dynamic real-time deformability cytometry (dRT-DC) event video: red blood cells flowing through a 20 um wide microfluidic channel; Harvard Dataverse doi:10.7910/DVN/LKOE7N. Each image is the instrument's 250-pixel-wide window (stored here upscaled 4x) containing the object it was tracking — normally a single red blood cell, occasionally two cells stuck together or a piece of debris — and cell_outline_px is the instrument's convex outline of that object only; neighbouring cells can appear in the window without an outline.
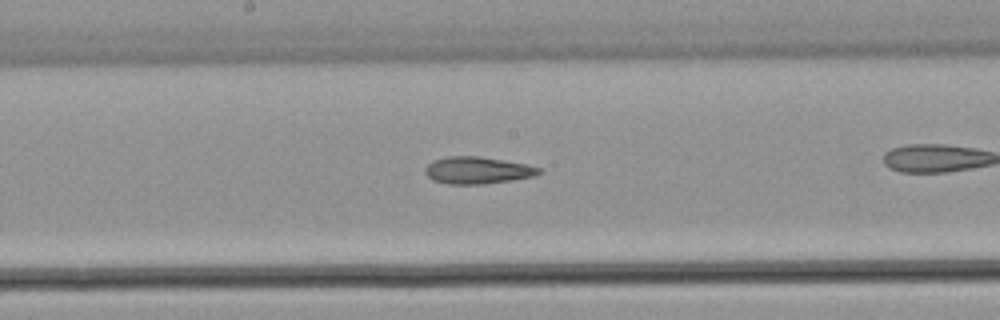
{"species": "common noctule bat (a hibernating species)", "species_latin": "Nyctalus noctula", "temperature_condition": "warm", "stored_images_in_passage": 34, "camera_frame_rate_fps": 3000, "um_per_image_px": 0.085, "animal": {"sex": "male", "body_mass_g": 21.5, "forearm_length_mm": 52.0}, "frame": {"image": 1, "passage_image": 20, "time_ms": 6.333, "image_size_px": [1000, 320], "cell_outline_px": [[540, 172], [532, 176], [512, 180], [484, 184], [448, 184], [432, 180], [424, 172], [424, 168], [432, 160], [448, 156], [480, 156], [528, 164], [540, 168]], "centroid_in_image_um": [40.54, 14.47], "position_along_channel_um": 207.7, "area_um2": 17.98}}
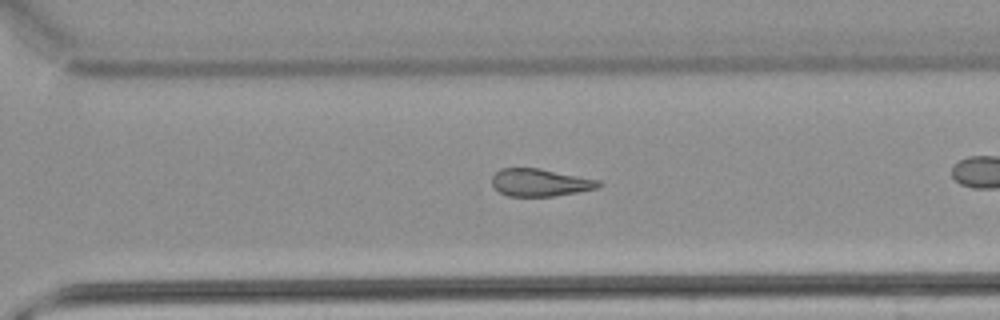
{"frame": {"image": 2, "passage_image": 29, "time_ms": 9.333, "image_size_px": [1000, 320], "cell_outline_px": [[600, 184], [596, 188], [556, 196], [508, 196], [500, 192], [492, 184], [492, 176], [500, 168], [540, 168], [600, 180]], "centroid_in_image_um": [45.88, 15.51], "position_along_channel_um": 324.7, "area_um2": 16.99}}